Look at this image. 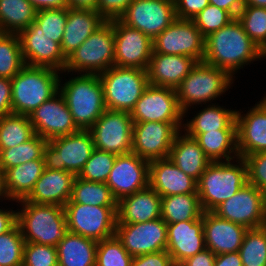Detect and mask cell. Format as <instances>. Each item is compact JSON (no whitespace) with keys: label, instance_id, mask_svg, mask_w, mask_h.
<instances>
[{"label":"cell","instance_id":"1","mask_svg":"<svg viewBox=\"0 0 266 266\" xmlns=\"http://www.w3.org/2000/svg\"><path fill=\"white\" fill-rule=\"evenodd\" d=\"M261 58L266 55L246 34L237 18L205 38L203 61L227 71L232 77L245 64Z\"/></svg>","mask_w":266,"mask_h":266},{"label":"cell","instance_id":"2","mask_svg":"<svg viewBox=\"0 0 266 266\" xmlns=\"http://www.w3.org/2000/svg\"><path fill=\"white\" fill-rule=\"evenodd\" d=\"M49 67L25 65L11 79L13 114L29 116L59 91L60 74Z\"/></svg>","mask_w":266,"mask_h":266},{"label":"cell","instance_id":"3","mask_svg":"<svg viewBox=\"0 0 266 266\" xmlns=\"http://www.w3.org/2000/svg\"><path fill=\"white\" fill-rule=\"evenodd\" d=\"M229 161L210 162L197 182V193L204 212H212L248 183L247 164L237 157Z\"/></svg>","mask_w":266,"mask_h":266},{"label":"cell","instance_id":"4","mask_svg":"<svg viewBox=\"0 0 266 266\" xmlns=\"http://www.w3.org/2000/svg\"><path fill=\"white\" fill-rule=\"evenodd\" d=\"M16 202L23 206L17 211V225L25 243L57 246L68 233L64 207L35 204L25 199Z\"/></svg>","mask_w":266,"mask_h":266},{"label":"cell","instance_id":"5","mask_svg":"<svg viewBox=\"0 0 266 266\" xmlns=\"http://www.w3.org/2000/svg\"><path fill=\"white\" fill-rule=\"evenodd\" d=\"M59 92L80 130H89L107 109L103 87L97 74H80L71 77L64 84H61L60 79Z\"/></svg>","mask_w":266,"mask_h":266},{"label":"cell","instance_id":"6","mask_svg":"<svg viewBox=\"0 0 266 266\" xmlns=\"http://www.w3.org/2000/svg\"><path fill=\"white\" fill-rule=\"evenodd\" d=\"M233 80L227 71L204 61L197 62L176 88L179 106L184 112V117L192 105L205 104L225 93Z\"/></svg>","mask_w":266,"mask_h":266},{"label":"cell","instance_id":"7","mask_svg":"<svg viewBox=\"0 0 266 266\" xmlns=\"http://www.w3.org/2000/svg\"><path fill=\"white\" fill-rule=\"evenodd\" d=\"M108 110L131 112L149 85L147 70L112 66L99 74Z\"/></svg>","mask_w":266,"mask_h":266},{"label":"cell","instance_id":"8","mask_svg":"<svg viewBox=\"0 0 266 266\" xmlns=\"http://www.w3.org/2000/svg\"><path fill=\"white\" fill-rule=\"evenodd\" d=\"M114 66L113 20L106 21L66 58L64 71L101 74Z\"/></svg>","mask_w":266,"mask_h":266},{"label":"cell","instance_id":"9","mask_svg":"<svg viewBox=\"0 0 266 266\" xmlns=\"http://www.w3.org/2000/svg\"><path fill=\"white\" fill-rule=\"evenodd\" d=\"M94 149L93 136L89 130H78L53 138L44 147L45 168L69 171L78 176Z\"/></svg>","mask_w":266,"mask_h":266},{"label":"cell","instance_id":"10","mask_svg":"<svg viewBox=\"0 0 266 266\" xmlns=\"http://www.w3.org/2000/svg\"><path fill=\"white\" fill-rule=\"evenodd\" d=\"M68 231L97 242L115 235L117 206H92L66 203Z\"/></svg>","mask_w":266,"mask_h":266},{"label":"cell","instance_id":"11","mask_svg":"<svg viewBox=\"0 0 266 266\" xmlns=\"http://www.w3.org/2000/svg\"><path fill=\"white\" fill-rule=\"evenodd\" d=\"M212 212L247 229L262 227L266 225V194L255 185L246 183Z\"/></svg>","mask_w":266,"mask_h":266},{"label":"cell","instance_id":"12","mask_svg":"<svg viewBox=\"0 0 266 266\" xmlns=\"http://www.w3.org/2000/svg\"><path fill=\"white\" fill-rule=\"evenodd\" d=\"M89 131L95 149L115 155L132 152L133 120L130 112L106 109Z\"/></svg>","mask_w":266,"mask_h":266},{"label":"cell","instance_id":"13","mask_svg":"<svg viewBox=\"0 0 266 266\" xmlns=\"http://www.w3.org/2000/svg\"><path fill=\"white\" fill-rule=\"evenodd\" d=\"M153 53L174 54L203 61L205 38L193 20L176 19L153 39Z\"/></svg>","mask_w":266,"mask_h":266},{"label":"cell","instance_id":"14","mask_svg":"<svg viewBox=\"0 0 266 266\" xmlns=\"http://www.w3.org/2000/svg\"><path fill=\"white\" fill-rule=\"evenodd\" d=\"M183 123H133L132 152L147 161L168 158L175 136Z\"/></svg>","mask_w":266,"mask_h":266},{"label":"cell","instance_id":"15","mask_svg":"<svg viewBox=\"0 0 266 266\" xmlns=\"http://www.w3.org/2000/svg\"><path fill=\"white\" fill-rule=\"evenodd\" d=\"M119 19L153 40L177 19L174 0H133Z\"/></svg>","mask_w":266,"mask_h":266},{"label":"cell","instance_id":"16","mask_svg":"<svg viewBox=\"0 0 266 266\" xmlns=\"http://www.w3.org/2000/svg\"><path fill=\"white\" fill-rule=\"evenodd\" d=\"M130 113L133 123L147 121L182 123L184 118L176 89L150 84Z\"/></svg>","mask_w":266,"mask_h":266},{"label":"cell","instance_id":"17","mask_svg":"<svg viewBox=\"0 0 266 266\" xmlns=\"http://www.w3.org/2000/svg\"><path fill=\"white\" fill-rule=\"evenodd\" d=\"M114 66L147 70L153 53V40L139 31L113 19Z\"/></svg>","mask_w":266,"mask_h":266},{"label":"cell","instance_id":"18","mask_svg":"<svg viewBox=\"0 0 266 266\" xmlns=\"http://www.w3.org/2000/svg\"><path fill=\"white\" fill-rule=\"evenodd\" d=\"M115 235L133 257L155 253L166 250L167 223L159 218L142 223L116 224Z\"/></svg>","mask_w":266,"mask_h":266},{"label":"cell","instance_id":"19","mask_svg":"<svg viewBox=\"0 0 266 266\" xmlns=\"http://www.w3.org/2000/svg\"><path fill=\"white\" fill-rule=\"evenodd\" d=\"M149 161L136 153L117 155L106 185L117 201L149 185Z\"/></svg>","mask_w":266,"mask_h":266},{"label":"cell","instance_id":"20","mask_svg":"<svg viewBox=\"0 0 266 266\" xmlns=\"http://www.w3.org/2000/svg\"><path fill=\"white\" fill-rule=\"evenodd\" d=\"M29 119L35 134L47 141L80 130L59 91L36 108L29 115Z\"/></svg>","mask_w":266,"mask_h":266},{"label":"cell","instance_id":"21","mask_svg":"<svg viewBox=\"0 0 266 266\" xmlns=\"http://www.w3.org/2000/svg\"><path fill=\"white\" fill-rule=\"evenodd\" d=\"M18 35L25 65L64 71L66 58L61 51L60 44L44 35L38 24L32 22Z\"/></svg>","mask_w":266,"mask_h":266},{"label":"cell","instance_id":"22","mask_svg":"<svg viewBox=\"0 0 266 266\" xmlns=\"http://www.w3.org/2000/svg\"><path fill=\"white\" fill-rule=\"evenodd\" d=\"M239 157L266 152V95L246 114L236 111Z\"/></svg>","mask_w":266,"mask_h":266},{"label":"cell","instance_id":"23","mask_svg":"<svg viewBox=\"0 0 266 266\" xmlns=\"http://www.w3.org/2000/svg\"><path fill=\"white\" fill-rule=\"evenodd\" d=\"M203 214L198 220L167 224L166 251L175 266L205 249Z\"/></svg>","mask_w":266,"mask_h":266},{"label":"cell","instance_id":"24","mask_svg":"<svg viewBox=\"0 0 266 266\" xmlns=\"http://www.w3.org/2000/svg\"><path fill=\"white\" fill-rule=\"evenodd\" d=\"M203 230L206 249L220 255L239 251L248 229L213 212H203Z\"/></svg>","mask_w":266,"mask_h":266},{"label":"cell","instance_id":"25","mask_svg":"<svg viewBox=\"0 0 266 266\" xmlns=\"http://www.w3.org/2000/svg\"><path fill=\"white\" fill-rule=\"evenodd\" d=\"M149 186L161 197L197 193V181L169 158L149 161Z\"/></svg>","mask_w":266,"mask_h":266},{"label":"cell","instance_id":"26","mask_svg":"<svg viewBox=\"0 0 266 266\" xmlns=\"http://www.w3.org/2000/svg\"><path fill=\"white\" fill-rule=\"evenodd\" d=\"M75 175L69 171L45 168L33 190L25 198L35 204L64 207L71 199Z\"/></svg>","mask_w":266,"mask_h":266},{"label":"cell","instance_id":"27","mask_svg":"<svg viewBox=\"0 0 266 266\" xmlns=\"http://www.w3.org/2000/svg\"><path fill=\"white\" fill-rule=\"evenodd\" d=\"M116 224H134L161 218V196L149 185L117 203Z\"/></svg>","mask_w":266,"mask_h":266},{"label":"cell","instance_id":"28","mask_svg":"<svg viewBox=\"0 0 266 266\" xmlns=\"http://www.w3.org/2000/svg\"><path fill=\"white\" fill-rule=\"evenodd\" d=\"M196 63L184 55L152 53L147 69L149 84L176 89Z\"/></svg>","mask_w":266,"mask_h":266},{"label":"cell","instance_id":"29","mask_svg":"<svg viewBox=\"0 0 266 266\" xmlns=\"http://www.w3.org/2000/svg\"><path fill=\"white\" fill-rule=\"evenodd\" d=\"M107 20L96 10L67 7V22L64 28L61 51L65 58L73 53L93 32Z\"/></svg>","mask_w":266,"mask_h":266},{"label":"cell","instance_id":"30","mask_svg":"<svg viewBox=\"0 0 266 266\" xmlns=\"http://www.w3.org/2000/svg\"><path fill=\"white\" fill-rule=\"evenodd\" d=\"M44 169V160H32L7 169L1 175L4 199L11 201L25 199Z\"/></svg>","mask_w":266,"mask_h":266},{"label":"cell","instance_id":"31","mask_svg":"<svg viewBox=\"0 0 266 266\" xmlns=\"http://www.w3.org/2000/svg\"><path fill=\"white\" fill-rule=\"evenodd\" d=\"M168 158L197 182L211 162L194 138L180 132L174 138Z\"/></svg>","mask_w":266,"mask_h":266},{"label":"cell","instance_id":"32","mask_svg":"<svg viewBox=\"0 0 266 266\" xmlns=\"http://www.w3.org/2000/svg\"><path fill=\"white\" fill-rule=\"evenodd\" d=\"M98 242L68 231L57 244L58 266H96Z\"/></svg>","mask_w":266,"mask_h":266},{"label":"cell","instance_id":"33","mask_svg":"<svg viewBox=\"0 0 266 266\" xmlns=\"http://www.w3.org/2000/svg\"><path fill=\"white\" fill-rule=\"evenodd\" d=\"M194 138L211 162L234 160L238 155L236 130L185 133ZM232 154V155H231Z\"/></svg>","mask_w":266,"mask_h":266},{"label":"cell","instance_id":"34","mask_svg":"<svg viewBox=\"0 0 266 266\" xmlns=\"http://www.w3.org/2000/svg\"><path fill=\"white\" fill-rule=\"evenodd\" d=\"M183 124L184 133H205L216 130H236V111L209 104Z\"/></svg>","mask_w":266,"mask_h":266},{"label":"cell","instance_id":"35","mask_svg":"<svg viewBox=\"0 0 266 266\" xmlns=\"http://www.w3.org/2000/svg\"><path fill=\"white\" fill-rule=\"evenodd\" d=\"M203 212L198 193L161 197V218L167 224L198 220Z\"/></svg>","mask_w":266,"mask_h":266},{"label":"cell","instance_id":"36","mask_svg":"<svg viewBox=\"0 0 266 266\" xmlns=\"http://www.w3.org/2000/svg\"><path fill=\"white\" fill-rule=\"evenodd\" d=\"M36 13L29 0H0V33L19 34L35 21Z\"/></svg>","mask_w":266,"mask_h":266},{"label":"cell","instance_id":"37","mask_svg":"<svg viewBox=\"0 0 266 266\" xmlns=\"http://www.w3.org/2000/svg\"><path fill=\"white\" fill-rule=\"evenodd\" d=\"M67 203L117 206L118 201L106 183L87 181L76 176L73 182L72 196Z\"/></svg>","mask_w":266,"mask_h":266},{"label":"cell","instance_id":"38","mask_svg":"<svg viewBox=\"0 0 266 266\" xmlns=\"http://www.w3.org/2000/svg\"><path fill=\"white\" fill-rule=\"evenodd\" d=\"M34 135L29 116L11 113L0 118V150L14 148Z\"/></svg>","mask_w":266,"mask_h":266},{"label":"cell","instance_id":"39","mask_svg":"<svg viewBox=\"0 0 266 266\" xmlns=\"http://www.w3.org/2000/svg\"><path fill=\"white\" fill-rule=\"evenodd\" d=\"M47 140L35 134L30 140L14 148L0 150L1 175L9 168L32 160H44L43 152Z\"/></svg>","mask_w":266,"mask_h":266},{"label":"cell","instance_id":"40","mask_svg":"<svg viewBox=\"0 0 266 266\" xmlns=\"http://www.w3.org/2000/svg\"><path fill=\"white\" fill-rule=\"evenodd\" d=\"M24 66L19 35L0 33V77L12 79Z\"/></svg>","mask_w":266,"mask_h":266},{"label":"cell","instance_id":"41","mask_svg":"<svg viewBox=\"0 0 266 266\" xmlns=\"http://www.w3.org/2000/svg\"><path fill=\"white\" fill-rule=\"evenodd\" d=\"M238 253L243 266H266V225L248 229Z\"/></svg>","mask_w":266,"mask_h":266},{"label":"cell","instance_id":"42","mask_svg":"<svg viewBox=\"0 0 266 266\" xmlns=\"http://www.w3.org/2000/svg\"><path fill=\"white\" fill-rule=\"evenodd\" d=\"M237 19L246 34L266 55V7L243 6Z\"/></svg>","mask_w":266,"mask_h":266},{"label":"cell","instance_id":"43","mask_svg":"<svg viewBox=\"0 0 266 266\" xmlns=\"http://www.w3.org/2000/svg\"><path fill=\"white\" fill-rule=\"evenodd\" d=\"M132 260L116 235L98 242L96 266H131Z\"/></svg>","mask_w":266,"mask_h":266},{"label":"cell","instance_id":"44","mask_svg":"<svg viewBox=\"0 0 266 266\" xmlns=\"http://www.w3.org/2000/svg\"><path fill=\"white\" fill-rule=\"evenodd\" d=\"M25 240L16 225L0 235V266H22Z\"/></svg>","mask_w":266,"mask_h":266},{"label":"cell","instance_id":"45","mask_svg":"<svg viewBox=\"0 0 266 266\" xmlns=\"http://www.w3.org/2000/svg\"><path fill=\"white\" fill-rule=\"evenodd\" d=\"M117 155L94 149L78 177L87 181L106 183Z\"/></svg>","mask_w":266,"mask_h":266},{"label":"cell","instance_id":"46","mask_svg":"<svg viewBox=\"0 0 266 266\" xmlns=\"http://www.w3.org/2000/svg\"><path fill=\"white\" fill-rule=\"evenodd\" d=\"M34 22L41 27L44 35L61 44L67 22V7L39 10Z\"/></svg>","mask_w":266,"mask_h":266},{"label":"cell","instance_id":"47","mask_svg":"<svg viewBox=\"0 0 266 266\" xmlns=\"http://www.w3.org/2000/svg\"><path fill=\"white\" fill-rule=\"evenodd\" d=\"M234 17L226 10L209 4L192 20L204 38L226 26Z\"/></svg>","mask_w":266,"mask_h":266},{"label":"cell","instance_id":"48","mask_svg":"<svg viewBox=\"0 0 266 266\" xmlns=\"http://www.w3.org/2000/svg\"><path fill=\"white\" fill-rule=\"evenodd\" d=\"M22 266H58L56 246L25 243Z\"/></svg>","mask_w":266,"mask_h":266},{"label":"cell","instance_id":"49","mask_svg":"<svg viewBox=\"0 0 266 266\" xmlns=\"http://www.w3.org/2000/svg\"><path fill=\"white\" fill-rule=\"evenodd\" d=\"M244 159L247 164L248 183L266 194V152L251 154Z\"/></svg>","mask_w":266,"mask_h":266},{"label":"cell","instance_id":"50","mask_svg":"<svg viewBox=\"0 0 266 266\" xmlns=\"http://www.w3.org/2000/svg\"><path fill=\"white\" fill-rule=\"evenodd\" d=\"M133 0H98L96 11L107 21L119 19Z\"/></svg>","mask_w":266,"mask_h":266},{"label":"cell","instance_id":"51","mask_svg":"<svg viewBox=\"0 0 266 266\" xmlns=\"http://www.w3.org/2000/svg\"><path fill=\"white\" fill-rule=\"evenodd\" d=\"M209 4V0H174L176 17L192 20Z\"/></svg>","mask_w":266,"mask_h":266},{"label":"cell","instance_id":"52","mask_svg":"<svg viewBox=\"0 0 266 266\" xmlns=\"http://www.w3.org/2000/svg\"><path fill=\"white\" fill-rule=\"evenodd\" d=\"M131 266H175L171 255L162 250L133 257Z\"/></svg>","mask_w":266,"mask_h":266},{"label":"cell","instance_id":"53","mask_svg":"<svg viewBox=\"0 0 266 266\" xmlns=\"http://www.w3.org/2000/svg\"><path fill=\"white\" fill-rule=\"evenodd\" d=\"M11 79L0 77V118L12 113Z\"/></svg>","mask_w":266,"mask_h":266},{"label":"cell","instance_id":"54","mask_svg":"<svg viewBox=\"0 0 266 266\" xmlns=\"http://www.w3.org/2000/svg\"><path fill=\"white\" fill-rule=\"evenodd\" d=\"M216 255L209 249L195 254L183 261L179 266H214Z\"/></svg>","mask_w":266,"mask_h":266},{"label":"cell","instance_id":"55","mask_svg":"<svg viewBox=\"0 0 266 266\" xmlns=\"http://www.w3.org/2000/svg\"><path fill=\"white\" fill-rule=\"evenodd\" d=\"M211 5L228 11L234 18L244 6V0H209Z\"/></svg>","mask_w":266,"mask_h":266},{"label":"cell","instance_id":"56","mask_svg":"<svg viewBox=\"0 0 266 266\" xmlns=\"http://www.w3.org/2000/svg\"><path fill=\"white\" fill-rule=\"evenodd\" d=\"M17 225V212L0 209V235L4 234Z\"/></svg>","mask_w":266,"mask_h":266},{"label":"cell","instance_id":"57","mask_svg":"<svg viewBox=\"0 0 266 266\" xmlns=\"http://www.w3.org/2000/svg\"><path fill=\"white\" fill-rule=\"evenodd\" d=\"M214 266H243L238 251L216 255Z\"/></svg>","mask_w":266,"mask_h":266},{"label":"cell","instance_id":"58","mask_svg":"<svg viewBox=\"0 0 266 266\" xmlns=\"http://www.w3.org/2000/svg\"><path fill=\"white\" fill-rule=\"evenodd\" d=\"M29 1L37 11L42 9L68 7L67 0H29Z\"/></svg>","mask_w":266,"mask_h":266},{"label":"cell","instance_id":"59","mask_svg":"<svg viewBox=\"0 0 266 266\" xmlns=\"http://www.w3.org/2000/svg\"><path fill=\"white\" fill-rule=\"evenodd\" d=\"M98 0H67L69 8L96 10Z\"/></svg>","mask_w":266,"mask_h":266},{"label":"cell","instance_id":"60","mask_svg":"<svg viewBox=\"0 0 266 266\" xmlns=\"http://www.w3.org/2000/svg\"><path fill=\"white\" fill-rule=\"evenodd\" d=\"M244 6L266 7V0H244Z\"/></svg>","mask_w":266,"mask_h":266},{"label":"cell","instance_id":"61","mask_svg":"<svg viewBox=\"0 0 266 266\" xmlns=\"http://www.w3.org/2000/svg\"><path fill=\"white\" fill-rule=\"evenodd\" d=\"M3 192H2V180H1V173H0V200L3 199ZM2 198V199H1Z\"/></svg>","mask_w":266,"mask_h":266}]
</instances>
